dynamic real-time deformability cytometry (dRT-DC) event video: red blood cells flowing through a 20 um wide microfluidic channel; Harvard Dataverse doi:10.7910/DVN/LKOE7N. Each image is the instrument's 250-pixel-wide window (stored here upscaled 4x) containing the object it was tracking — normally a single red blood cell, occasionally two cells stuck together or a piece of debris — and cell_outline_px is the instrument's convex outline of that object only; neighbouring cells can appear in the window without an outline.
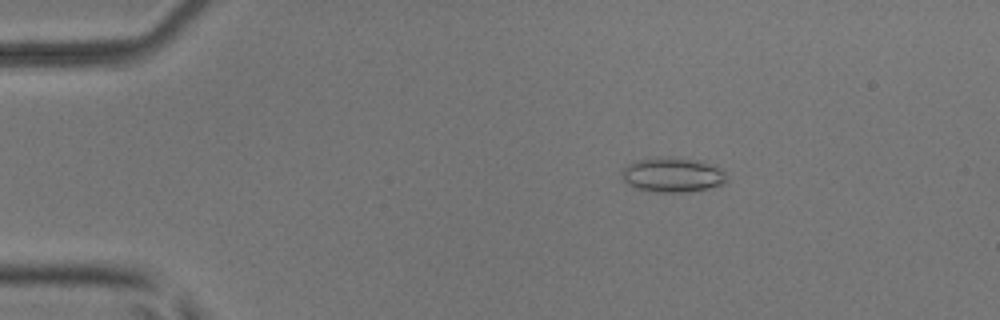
{"species": "common noctule bat (a hibernating species)", "species_latin": "Nyctalus noctula", "temperature_condition": "room temperature", "stored_images_in_passage": 52, "camera_frame_rate_fps": 3000, "um_per_image_px": 0.085, "animal": {"sex": "male", "body_mass_g": 17.9, "forearm_length_mm": 54.2}, "frame": {"image": 1, "passage_image": 10, "time_ms": 3.0, "image_size_px": [1000, 320], "cell_outline_px": [[728, 180], [724, 184], [708, 188], [688, 192], [656, 192], [636, 188], [628, 184], [624, 180], [620, 172], [628, 164], [636, 160], [656, 156], [676, 156], [700, 160], [720, 168], [724, 172]], "centroid_in_image_um": [57.17, 14.84], "position_along_channel_um": 27.8, "area_um2": 21.62}}
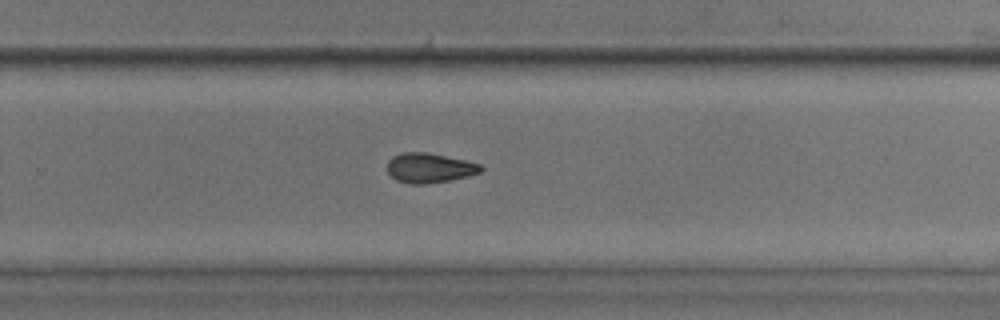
{"frame": {"image": 2, "passage_image": 35, "time_ms": 11.333, "image_size_px": [1000, 320], "cell_outline_px": [[484, 168], [480, 172], [452, 180], [424, 184], [408, 184], [396, 180], [388, 172], [388, 160], [392, 156], [404, 152], [428, 152], [464, 160], [480, 164]], "centroid_in_image_um": [36.49, 14.27], "position_along_channel_um": 293.3, "area_um2": 16.18}}
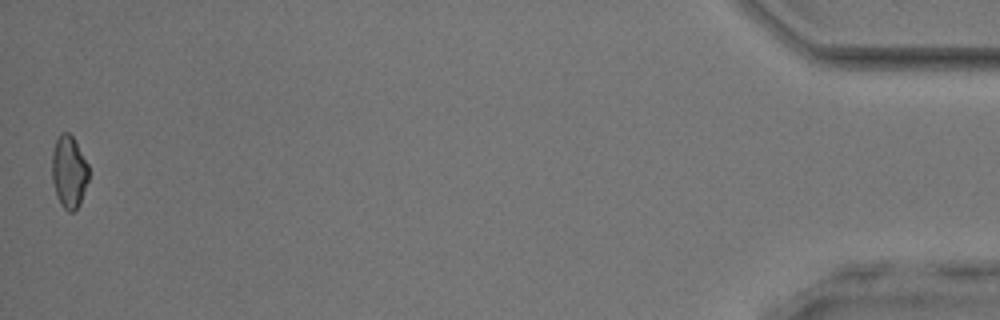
{"frame": {"image": 3, "passage_image": 52, "time_ms": 17.0, "image_size_px": [1000, 320], "cell_outline_px": [[88, 180], [80, 204], [72, 212], [68, 212], [60, 204], [56, 196], [52, 180], [52, 152], [56, 140], [60, 132], [68, 132], [72, 136], [88, 164]], "centroid_in_image_um": [5.85, 14.61], "position_along_channel_um": 429.4, "area_um2": 15.49}}